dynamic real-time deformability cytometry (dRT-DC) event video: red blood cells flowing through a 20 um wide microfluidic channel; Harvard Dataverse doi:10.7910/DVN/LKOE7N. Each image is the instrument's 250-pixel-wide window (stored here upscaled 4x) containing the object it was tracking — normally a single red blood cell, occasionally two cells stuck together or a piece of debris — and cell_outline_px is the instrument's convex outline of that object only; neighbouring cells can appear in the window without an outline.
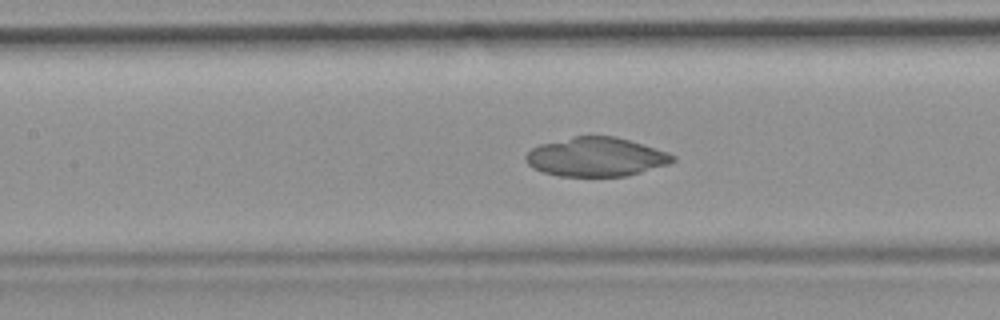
{"species": "common noctule bat (a hibernating species)", "species_latin": "Nyctalus noctula", "temperature_condition": "room temperature", "stored_images_in_passage": 42, "camera_frame_rate_fps": 3000, "um_per_image_px": 0.085, "animal": {"sex": "female", "body_mass_g": 19.9}, "frame": {"image": 1, "passage_image": 19, "time_ms": 6.0, "image_size_px": [1000, 320], "cell_outline_px": [[676, 160], [668, 164], [628, 176], [556, 176], [532, 168], [524, 160], [524, 156], [532, 148], [540, 144], [576, 136], [616, 136], [644, 144], [668, 152], [676, 156]], "centroid_in_image_um": [50.67, 13.34], "position_along_channel_um": 156.7, "area_um2": 33.52}}